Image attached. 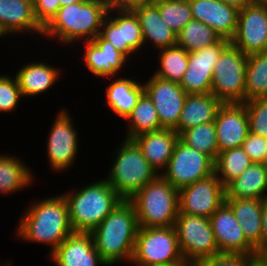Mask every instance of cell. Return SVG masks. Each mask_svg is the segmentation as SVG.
Returning <instances> with one entry per match:
<instances>
[{
  "label": "cell",
  "mask_w": 267,
  "mask_h": 266,
  "mask_svg": "<svg viewBox=\"0 0 267 266\" xmlns=\"http://www.w3.org/2000/svg\"><path fill=\"white\" fill-rule=\"evenodd\" d=\"M26 206L15 228L16 239L49 245V256L74 231L68 205L62 194L33 200Z\"/></svg>",
  "instance_id": "obj_1"
},
{
  "label": "cell",
  "mask_w": 267,
  "mask_h": 266,
  "mask_svg": "<svg viewBox=\"0 0 267 266\" xmlns=\"http://www.w3.org/2000/svg\"><path fill=\"white\" fill-rule=\"evenodd\" d=\"M138 229L133 204L122 200L91 232L95 249L108 266L131 262Z\"/></svg>",
  "instance_id": "obj_2"
},
{
  "label": "cell",
  "mask_w": 267,
  "mask_h": 266,
  "mask_svg": "<svg viewBox=\"0 0 267 266\" xmlns=\"http://www.w3.org/2000/svg\"><path fill=\"white\" fill-rule=\"evenodd\" d=\"M109 5L107 0H84L60 7L43 28L44 39L58 40L63 46L91 41L100 34ZM76 41V42H75Z\"/></svg>",
  "instance_id": "obj_3"
},
{
  "label": "cell",
  "mask_w": 267,
  "mask_h": 266,
  "mask_svg": "<svg viewBox=\"0 0 267 266\" xmlns=\"http://www.w3.org/2000/svg\"><path fill=\"white\" fill-rule=\"evenodd\" d=\"M74 232L91 233L123 200L105 178L62 193Z\"/></svg>",
  "instance_id": "obj_4"
},
{
  "label": "cell",
  "mask_w": 267,
  "mask_h": 266,
  "mask_svg": "<svg viewBox=\"0 0 267 266\" xmlns=\"http://www.w3.org/2000/svg\"><path fill=\"white\" fill-rule=\"evenodd\" d=\"M118 145L115 154H112L113 163L105 179L123 200H129L159 174L132 139L124 138Z\"/></svg>",
  "instance_id": "obj_5"
},
{
  "label": "cell",
  "mask_w": 267,
  "mask_h": 266,
  "mask_svg": "<svg viewBox=\"0 0 267 266\" xmlns=\"http://www.w3.org/2000/svg\"><path fill=\"white\" fill-rule=\"evenodd\" d=\"M129 201L135 208L139 227L175 225L179 212V190L161 175L137 191Z\"/></svg>",
  "instance_id": "obj_6"
},
{
  "label": "cell",
  "mask_w": 267,
  "mask_h": 266,
  "mask_svg": "<svg viewBox=\"0 0 267 266\" xmlns=\"http://www.w3.org/2000/svg\"><path fill=\"white\" fill-rule=\"evenodd\" d=\"M185 262L174 226L139 227L131 265L171 266Z\"/></svg>",
  "instance_id": "obj_7"
},
{
  "label": "cell",
  "mask_w": 267,
  "mask_h": 266,
  "mask_svg": "<svg viewBox=\"0 0 267 266\" xmlns=\"http://www.w3.org/2000/svg\"><path fill=\"white\" fill-rule=\"evenodd\" d=\"M248 56L230 44L213 69L211 93L223 104L245 102V73Z\"/></svg>",
  "instance_id": "obj_8"
},
{
  "label": "cell",
  "mask_w": 267,
  "mask_h": 266,
  "mask_svg": "<svg viewBox=\"0 0 267 266\" xmlns=\"http://www.w3.org/2000/svg\"><path fill=\"white\" fill-rule=\"evenodd\" d=\"M67 108L58 110L46 141V156L50 169L56 174L70 170L77 160L79 132ZM75 126V127H74ZM79 142V143H78ZM59 172V173H58Z\"/></svg>",
  "instance_id": "obj_9"
},
{
  "label": "cell",
  "mask_w": 267,
  "mask_h": 266,
  "mask_svg": "<svg viewBox=\"0 0 267 266\" xmlns=\"http://www.w3.org/2000/svg\"><path fill=\"white\" fill-rule=\"evenodd\" d=\"M174 227L186 263L193 265L219 253L209 218L178 213Z\"/></svg>",
  "instance_id": "obj_10"
},
{
  "label": "cell",
  "mask_w": 267,
  "mask_h": 266,
  "mask_svg": "<svg viewBox=\"0 0 267 266\" xmlns=\"http://www.w3.org/2000/svg\"><path fill=\"white\" fill-rule=\"evenodd\" d=\"M214 163L210 156L179 139L161 176L179 190L214 174Z\"/></svg>",
  "instance_id": "obj_11"
},
{
  "label": "cell",
  "mask_w": 267,
  "mask_h": 266,
  "mask_svg": "<svg viewBox=\"0 0 267 266\" xmlns=\"http://www.w3.org/2000/svg\"><path fill=\"white\" fill-rule=\"evenodd\" d=\"M99 35L129 58V61L134 54L142 52L140 49H144L140 23L132 10L109 8Z\"/></svg>",
  "instance_id": "obj_12"
},
{
  "label": "cell",
  "mask_w": 267,
  "mask_h": 266,
  "mask_svg": "<svg viewBox=\"0 0 267 266\" xmlns=\"http://www.w3.org/2000/svg\"><path fill=\"white\" fill-rule=\"evenodd\" d=\"M225 202V187L216 174L179 189V212L210 218Z\"/></svg>",
  "instance_id": "obj_13"
},
{
  "label": "cell",
  "mask_w": 267,
  "mask_h": 266,
  "mask_svg": "<svg viewBox=\"0 0 267 266\" xmlns=\"http://www.w3.org/2000/svg\"><path fill=\"white\" fill-rule=\"evenodd\" d=\"M144 92L151 99L160 120L161 127L177 132V125L187 93L179 83L155 75L142 82Z\"/></svg>",
  "instance_id": "obj_14"
},
{
  "label": "cell",
  "mask_w": 267,
  "mask_h": 266,
  "mask_svg": "<svg viewBox=\"0 0 267 266\" xmlns=\"http://www.w3.org/2000/svg\"><path fill=\"white\" fill-rule=\"evenodd\" d=\"M230 44V41L221 39L216 44L188 53L187 70L180 82L187 94L211 93L214 66Z\"/></svg>",
  "instance_id": "obj_15"
},
{
  "label": "cell",
  "mask_w": 267,
  "mask_h": 266,
  "mask_svg": "<svg viewBox=\"0 0 267 266\" xmlns=\"http://www.w3.org/2000/svg\"><path fill=\"white\" fill-rule=\"evenodd\" d=\"M230 43L247 56L267 52V7L253 3L239 10L237 29Z\"/></svg>",
  "instance_id": "obj_16"
},
{
  "label": "cell",
  "mask_w": 267,
  "mask_h": 266,
  "mask_svg": "<svg viewBox=\"0 0 267 266\" xmlns=\"http://www.w3.org/2000/svg\"><path fill=\"white\" fill-rule=\"evenodd\" d=\"M214 124L219 153L241 147L250 132L247 109L243 103L223 104Z\"/></svg>",
  "instance_id": "obj_17"
},
{
  "label": "cell",
  "mask_w": 267,
  "mask_h": 266,
  "mask_svg": "<svg viewBox=\"0 0 267 266\" xmlns=\"http://www.w3.org/2000/svg\"><path fill=\"white\" fill-rule=\"evenodd\" d=\"M80 44H84L82 48L84 49L83 64L94 77L117 78L120 72L123 73L121 70L126 68V63L131 62L100 35L91 41Z\"/></svg>",
  "instance_id": "obj_18"
},
{
  "label": "cell",
  "mask_w": 267,
  "mask_h": 266,
  "mask_svg": "<svg viewBox=\"0 0 267 266\" xmlns=\"http://www.w3.org/2000/svg\"><path fill=\"white\" fill-rule=\"evenodd\" d=\"M219 253L256 254L246 240L241 225L224 202L209 218Z\"/></svg>",
  "instance_id": "obj_19"
},
{
  "label": "cell",
  "mask_w": 267,
  "mask_h": 266,
  "mask_svg": "<svg viewBox=\"0 0 267 266\" xmlns=\"http://www.w3.org/2000/svg\"><path fill=\"white\" fill-rule=\"evenodd\" d=\"M47 258L56 266H108L96 251L91 233L73 232Z\"/></svg>",
  "instance_id": "obj_20"
},
{
  "label": "cell",
  "mask_w": 267,
  "mask_h": 266,
  "mask_svg": "<svg viewBox=\"0 0 267 266\" xmlns=\"http://www.w3.org/2000/svg\"><path fill=\"white\" fill-rule=\"evenodd\" d=\"M27 33L43 37V27L36 20L33 3L26 0H0V39Z\"/></svg>",
  "instance_id": "obj_21"
},
{
  "label": "cell",
  "mask_w": 267,
  "mask_h": 266,
  "mask_svg": "<svg viewBox=\"0 0 267 266\" xmlns=\"http://www.w3.org/2000/svg\"><path fill=\"white\" fill-rule=\"evenodd\" d=\"M194 20L212 28L222 39L231 41L237 29L239 10L222 0H189Z\"/></svg>",
  "instance_id": "obj_22"
},
{
  "label": "cell",
  "mask_w": 267,
  "mask_h": 266,
  "mask_svg": "<svg viewBox=\"0 0 267 266\" xmlns=\"http://www.w3.org/2000/svg\"><path fill=\"white\" fill-rule=\"evenodd\" d=\"M132 140L140 148L145 159L161 175L173 154L179 134L175 130L163 128L137 135Z\"/></svg>",
  "instance_id": "obj_23"
},
{
  "label": "cell",
  "mask_w": 267,
  "mask_h": 266,
  "mask_svg": "<svg viewBox=\"0 0 267 266\" xmlns=\"http://www.w3.org/2000/svg\"><path fill=\"white\" fill-rule=\"evenodd\" d=\"M46 62L28 61L15 73L23 98L30 99L44 92L48 93L61 78L64 70Z\"/></svg>",
  "instance_id": "obj_24"
},
{
  "label": "cell",
  "mask_w": 267,
  "mask_h": 266,
  "mask_svg": "<svg viewBox=\"0 0 267 266\" xmlns=\"http://www.w3.org/2000/svg\"><path fill=\"white\" fill-rule=\"evenodd\" d=\"M132 11L139 20L145 48L150 44L157 51L176 45L177 34L162 20L157 5L142 4Z\"/></svg>",
  "instance_id": "obj_25"
},
{
  "label": "cell",
  "mask_w": 267,
  "mask_h": 266,
  "mask_svg": "<svg viewBox=\"0 0 267 266\" xmlns=\"http://www.w3.org/2000/svg\"><path fill=\"white\" fill-rule=\"evenodd\" d=\"M225 199L267 200V170L263 163H252L225 186Z\"/></svg>",
  "instance_id": "obj_26"
},
{
  "label": "cell",
  "mask_w": 267,
  "mask_h": 266,
  "mask_svg": "<svg viewBox=\"0 0 267 266\" xmlns=\"http://www.w3.org/2000/svg\"><path fill=\"white\" fill-rule=\"evenodd\" d=\"M222 105L223 103L212 93L187 94L177 125V133L180 135L189 128L214 122Z\"/></svg>",
  "instance_id": "obj_27"
},
{
  "label": "cell",
  "mask_w": 267,
  "mask_h": 266,
  "mask_svg": "<svg viewBox=\"0 0 267 266\" xmlns=\"http://www.w3.org/2000/svg\"><path fill=\"white\" fill-rule=\"evenodd\" d=\"M133 78V79H132ZM112 80L106 87V103L110 111L116 114L119 119L125 118L132 112L139 97L144 92L142 82L134 77L119 76L109 78Z\"/></svg>",
  "instance_id": "obj_28"
},
{
  "label": "cell",
  "mask_w": 267,
  "mask_h": 266,
  "mask_svg": "<svg viewBox=\"0 0 267 266\" xmlns=\"http://www.w3.org/2000/svg\"><path fill=\"white\" fill-rule=\"evenodd\" d=\"M262 199H225L241 225L246 240L256 249L262 242Z\"/></svg>",
  "instance_id": "obj_29"
},
{
  "label": "cell",
  "mask_w": 267,
  "mask_h": 266,
  "mask_svg": "<svg viewBox=\"0 0 267 266\" xmlns=\"http://www.w3.org/2000/svg\"><path fill=\"white\" fill-rule=\"evenodd\" d=\"M26 165L27 163L16 155L0 153V194L2 196L14 195L33 185L35 173Z\"/></svg>",
  "instance_id": "obj_30"
},
{
  "label": "cell",
  "mask_w": 267,
  "mask_h": 266,
  "mask_svg": "<svg viewBox=\"0 0 267 266\" xmlns=\"http://www.w3.org/2000/svg\"><path fill=\"white\" fill-rule=\"evenodd\" d=\"M125 139H132L137 135L163 129L151 99L145 92L141 94L132 112L125 118ZM128 124V125H127Z\"/></svg>",
  "instance_id": "obj_31"
},
{
  "label": "cell",
  "mask_w": 267,
  "mask_h": 266,
  "mask_svg": "<svg viewBox=\"0 0 267 266\" xmlns=\"http://www.w3.org/2000/svg\"><path fill=\"white\" fill-rule=\"evenodd\" d=\"M158 67L153 75L170 80L171 82H181L188 65V51L177 45L157 50Z\"/></svg>",
  "instance_id": "obj_32"
},
{
  "label": "cell",
  "mask_w": 267,
  "mask_h": 266,
  "mask_svg": "<svg viewBox=\"0 0 267 266\" xmlns=\"http://www.w3.org/2000/svg\"><path fill=\"white\" fill-rule=\"evenodd\" d=\"M267 97V52L248 55L245 101Z\"/></svg>",
  "instance_id": "obj_33"
},
{
  "label": "cell",
  "mask_w": 267,
  "mask_h": 266,
  "mask_svg": "<svg viewBox=\"0 0 267 266\" xmlns=\"http://www.w3.org/2000/svg\"><path fill=\"white\" fill-rule=\"evenodd\" d=\"M250 157L241 148L228 149L220 152L214 163V173L225 187L233 179L252 164Z\"/></svg>",
  "instance_id": "obj_34"
},
{
  "label": "cell",
  "mask_w": 267,
  "mask_h": 266,
  "mask_svg": "<svg viewBox=\"0 0 267 266\" xmlns=\"http://www.w3.org/2000/svg\"><path fill=\"white\" fill-rule=\"evenodd\" d=\"M221 39L212 28L193 19L177 34L176 45L193 52L216 44Z\"/></svg>",
  "instance_id": "obj_35"
},
{
  "label": "cell",
  "mask_w": 267,
  "mask_h": 266,
  "mask_svg": "<svg viewBox=\"0 0 267 266\" xmlns=\"http://www.w3.org/2000/svg\"><path fill=\"white\" fill-rule=\"evenodd\" d=\"M179 139L186 145L210 156L214 161L219 154L214 122L184 130Z\"/></svg>",
  "instance_id": "obj_36"
},
{
  "label": "cell",
  "mask_w": 267,
  "mask_h": 266,
  "mask_svg": "<svg viewBox=\"0 0 267 266\" xmlns=\"http://www.w3.org/2000/svg\"><path fill=\"white\" fill-rule=\"evenodd\" d=\"M157 6L162 20L176 34L193 20L189 0H170Z\"/></svg>",
  "instance_id": "obj_37"
},
{
  "label": "cell",
  "mask_w": 267,
  "mask_h": 266,
  "mask_svg": "<svg viewBox=\"0 0 267 266\" xmlns=\"http://www.w3.org/2000/svg\"><path fill=\"white\" fill-rule=\"evenodd\" d=\"M22 98L16 77L0 75V114L14 113Z\"/></svg>",
  "instance_id": "obj_38"
},
{
  "label": "cell",
  "mask_w": 267,
  "mask_h": 266,
  "mask_svg": "<svg viewBox=\"0 0 267 266\" xmlns=\"http://www.w3.org/2000/svg\"><path fill=\"white\" fill-rule=\"evenodd\" d=\"M250 132L267 139V97L245 101Z\"/></svg>",
  "instance_id": "obj_39"
},
{
  "label": "cell",
  "mask_w": 267,
  "mask_h": 266,
  "mask_svg": "<svg viewBox=\"0 0 267 266\" xmlns=\"http://www.w3.org/2000/svg\"><path fill=\"white\" fill-rule=\"evenodd\" d=\"M256 260V254L218 253L192 266H251Z\"/></svg>",
  "instance_id": "obj_40"
},
{
  "label": "cell",
  "mask_w": 267,
  "mask_h": 266,
  "mask_svg": "<svg viewBox=\"0 0 267 266\" xmlns=\"http://www.w3.org/2000/svg\"><path fill=\"white\" fill-rule=\"evenodd\" d=\"M241 148L253 163H263L267 157V139L249 132Z\"/></svg>",
  "instance_id": "obj_41"
},
{
  "label": "cell",
  "mask_w": 267,
  "mask_h": 266,
  "mask_svg": "<svg viewBox=\"0 0 267 266\" xmlns=\"http://www.w3.org/2000/svg\"><path fill=\"white\" fill-rule=\"evenodd\" d=\"M33 5L36 20L43 28L52 20L61 7L59 0H36Z\"/></svg>",
  "instance_id": "obj_42"
},
{
  "label": "cell",
  "mask_w": 267,
  "mask_h": 266,
  "mask_svg": "<svg viewBox=\"0 0 267 266\" xmlns=\"http://www.w3.org/2000/svg\"><path fill=\"white\" fill-rule=\"evenodd\" d=\"M109 8L117 10H133L145 4L146 0H107Z\"/></svg>",
  "instance_id": "obj_43"
},
{
  "label": "cell",
  "mask_w": 267,
  "mask_h": 266,
  "mask_svg": "<svg viewBox=\"0 0 267 266\" xmlns=\"http://www.w3.org/2000/svg\"><path fill=\"white\" fill-rule=\"evenodd\" d=\"M261 222L263 237L261 244L256 248V256H258L262 251L267 250V200H265L262 204Z\"/></svg>",
  "instance_id": "obj_44"
},
{
  "label": "cell",
  "mask_w": 267,
  "mask_h": 266,
  "mask_svg": "<svg viewBox=\"0 0 267 266\" xmlns=\"http://www.w3.org/2000/svg\"><path fill=\"white\" fill-rule=\"evenodd\" d=\"M225 4L237 8L238 10L254 3V0H222Z\"/></svg>",
  "instance_id": "obj_45"
},
{
  "label": "cell",
  "mask_w": 267,
  "mask_h": 266,
  "mask_svg": "<svg viewBox=\"0 0 267 266\" xmlns=\"http://www.w3.org/2000/svg\"><path fill=\"white\" fill-rule=\"evenodd\" d=\"M257 260H258L263 266H267V250H266V251H262V252L257 256Z\"/></svg>",
  "instance_id": "obj_46"
},
{
  "label": "cell",
  "mask_w": 267,
  "mask_h": 266,
  "mask_svg": "<svg viewBox=\"0 0 267 266\" xmlns=\"http://www.w3.org/2000/svg\"><path fill=\"white\" fill-rule=\"evenodd\" d=\"M60 1V6H66V5H71L73 3H78V2H82L84 0H59Z\"/></svg>",
  "instance_id": "obj_47"
},
{
  "label": "cell",
  "mask_w": 267,
  "mask_h": 266,
  "mask_svg": "<svg viewBox=\"0 0 267 266\" xmlns=\"http://www.w3.org/2000/svg\"><path fill=\"white\" fill-rule=\"evenodd\" d=\"M170 0H146L145 4H149V5H157L163 2H167Z\"/></svg>",
  "instance_id": "obj_48"
},
{
  "label": "cell",
  "mask_w": 267,
  "mask_h": 266,
  "mask_svg": "<svg viewBox=\"0 0 267 266\" xmlns=\"http://www.w3.org/2000/svg\"><path fill=\"white\" fill-rule=\"evenodd\" d=\"M254 3L259 6L267 7V0H254Z\"/></svg>",
  "instance_id": "obj_49"
},
{
  "label": "cell",
  "mask_w": 267,
  "mask_h": 266,
  "mask_svg": "<svg viewBox=\"0 0 267 266\" xmlns=\"http://www.w3.org/2000/svg\"><path fill=\"white\" fill-rule=\"evenodd\" d=\"M171 266H192L189 263L183 262L181 264L171 265Z\"/></svg>",
  "instance_id": "obj_50"
},
{
  "label": "cell",
  "mask_w": 267,
  "mask_h": 266,
  "mask_svg": "<svg viewBox=\"0 0 267 266\" xmlns=\"http://www.w3.org/2000/svg\"><path fill=\"white\" fill-rule=\"evenodd\" d=\"M251 266H263L258 260H256Z\"/></svg>",
  "instance_id": "obj_51"
},
{
  "label": "cell",
  "mask_w": 267,
  "mask_h": 266,
  "mask_svg": "<svg viewBox=\"0 0 267 266\" xmlns=\"http://www.w3.org/2000/svg\"><path fill=\"white\" fill-rule=\"evenodd\" d=\"M263 164H264V166H265V168L267 170V157H266L265 161L263 162Z\"/></svg>",
  "instance_id": "obj_52"
},
{
  "label": "cell",
  "mask_w": 267,
  "mask_h": 266,
  "mask_svg": "<svg viewBox=\"0 0 267 266\" xmlns=\"http://www.w3.org/2000/svg\"><path fill=\"white\" fill-rule=\"evenodd\" d=\"M26 1H29V2H31V3L34 4V2H35L36 0H26Z\"/></svg>",
  "instance_id": "obj_53"
}]
</instances>
